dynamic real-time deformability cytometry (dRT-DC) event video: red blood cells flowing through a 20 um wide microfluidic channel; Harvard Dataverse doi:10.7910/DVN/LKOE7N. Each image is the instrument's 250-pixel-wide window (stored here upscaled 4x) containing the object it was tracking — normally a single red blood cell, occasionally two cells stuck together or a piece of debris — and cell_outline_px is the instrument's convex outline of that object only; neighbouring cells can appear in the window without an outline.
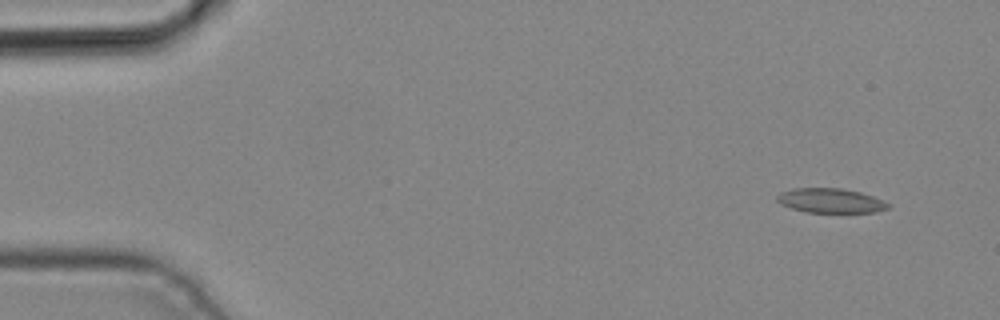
{"species": "common noctule bat (a hibernating species)", "species_latin": "Nyctalus noctula", "temperature_condition": "cold", "stored_images_in_passage": 4, "camera_frame_rate_fps": 3000, "um_per_image_px": 0.085, "animal": {"sex": "male", "body_mass_g": 19.2, "forearm_length_mm": 51.8}, "frame": {"image": 1, "passage_image": 1, "time_ms": 0.0, "image_size_px": [1000, 320], "cell_outline_px": [[892, 204], [888, 208], [876, 212], [804, 212], [780, 204], [776, 200], [776, 196], [780, 192], [792, 188], [840, 188], [860, 192], [872, 196]], "centroid_in_image_um": [70.57, 17.05], "position_along_channel_um": 14.4, "area_um2": 15.9}}
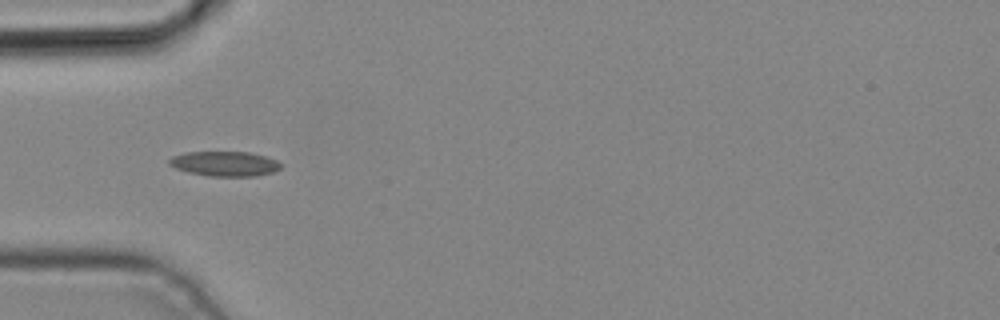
{"frame": {"image": 2, "passage_image": 4, "time_ms": 1.0, "image_size_px": [1000, 320], "cell_outline_px": [[280, 168], [272, 172], [256, 176], [208, 176], [188, 172], [176, 168], [168, 164], [168, 160], [172, 156], [184, 152], [248, 152], [268, 156], [276, 160], [280, 164]], "centroid_in_image_um": [19.08, 13.91], "position_along_channel_um": 65.9, "area_um2": 16.18}}